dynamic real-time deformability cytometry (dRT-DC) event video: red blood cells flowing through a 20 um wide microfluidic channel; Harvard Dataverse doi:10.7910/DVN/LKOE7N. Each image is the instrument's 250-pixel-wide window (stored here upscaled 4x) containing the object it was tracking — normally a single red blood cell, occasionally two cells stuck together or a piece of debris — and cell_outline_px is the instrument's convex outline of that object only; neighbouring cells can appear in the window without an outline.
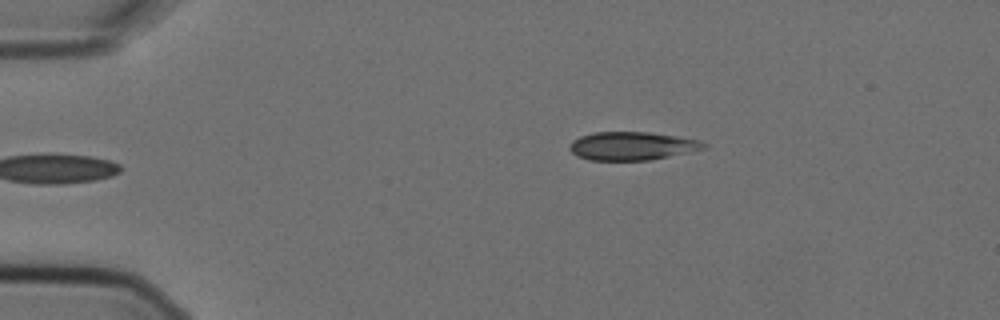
{"species": "Egyptian fruit bat (a non-hibernating species)", "species_latin": "Rousettus aegyptiacus", "temperature_condition": "cold", "stored_images_in_passage": 4, "camera_frame_rate_fps": 3000, "um_per_image_px": 0.085, "animal": {"sex": "female"}, "frame": {"image": 1, "passage_image": 4, "time_ms": 1.0, "image_size_px": [1000, 320], "cell_outline_px": [[708, 144], [704, 148], [688, 152], [648, 160], [588, 160], [576, 156], [568, 148], [568, 144], [572, 140], [580, 136], [592, 132], [648, 132], [676, 136], [700, 140]], "centroid_in_image_um": [53.66, 12.4], "position_along_channel_um": 31.3, "area_um2": 22.14}}